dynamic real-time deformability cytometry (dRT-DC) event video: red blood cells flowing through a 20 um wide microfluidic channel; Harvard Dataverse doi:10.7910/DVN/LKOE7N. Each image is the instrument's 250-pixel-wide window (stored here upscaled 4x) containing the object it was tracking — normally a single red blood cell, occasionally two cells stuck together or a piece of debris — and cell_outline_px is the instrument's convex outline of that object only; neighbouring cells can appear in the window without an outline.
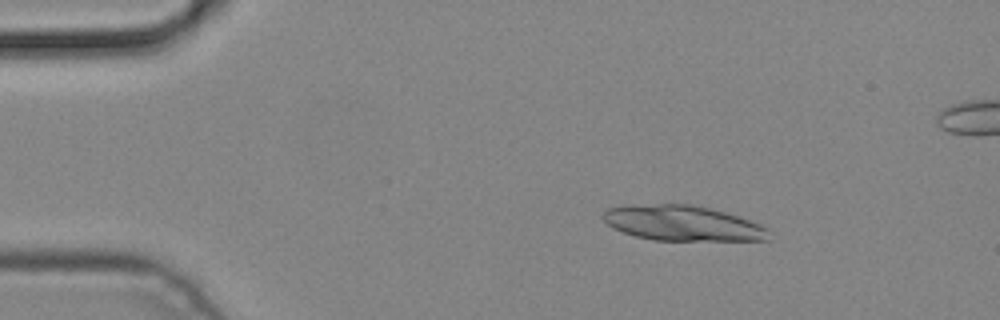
{"species": "common noctule bat (a hibernating species)", "species_latin": "Nyctalus noctula", "temperature_condition": "cold", "stored_images_in_passage": 5, "camera_frame_rate_fps": 3000, "um_per_image_px": 0.085, "animal": {"sex": "male", "body_mass_g": 19.2, "forearm_length_mm": 51.8}, "frame": {"image": 1, "passage_image": 2, "time_ms": 0.333, "image_size_px": [1000, 320], "cell_outline_px": [[768, 240], [652, 240], [636, 236], [612, 228], [600, 216], [608, 208], [656, 204], [692, 204], [712, 208], [760, 224], [768, 228]], "centroid_in_image_um": [58.02, 18.97], "position_along_channel_um": 27.0, "area_um2": 33.64}}
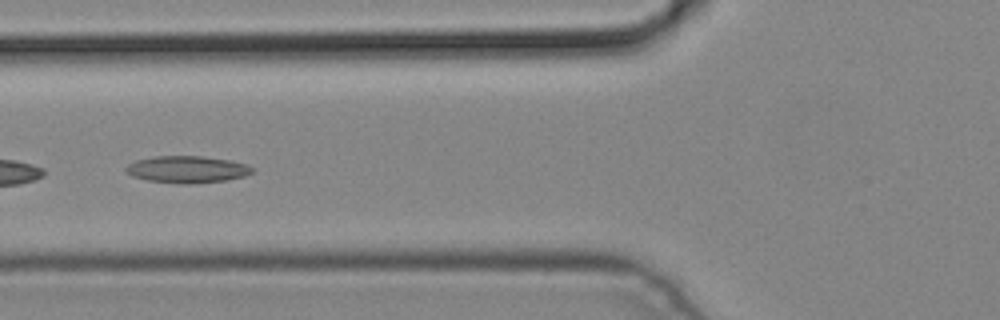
{"frame": {"image": 2, "passage_image": 5, "time_ms": 1.333, "image_size_px": [1000, 320], "cell_outline_px": [[256, 168], [252, 172], [244, 176], [228, 180], [192, 184], [184, 184], [148, 180], [132, 176], [124, 172], [124, 168], [128, 164], [136, 160], [156, 156], [200, 156], [232, 160], [248, 164]], "centroid_in_image_um": [15.93, 14.4], "position_along_channel_um": 109.9, "area_um2": 20.06}}